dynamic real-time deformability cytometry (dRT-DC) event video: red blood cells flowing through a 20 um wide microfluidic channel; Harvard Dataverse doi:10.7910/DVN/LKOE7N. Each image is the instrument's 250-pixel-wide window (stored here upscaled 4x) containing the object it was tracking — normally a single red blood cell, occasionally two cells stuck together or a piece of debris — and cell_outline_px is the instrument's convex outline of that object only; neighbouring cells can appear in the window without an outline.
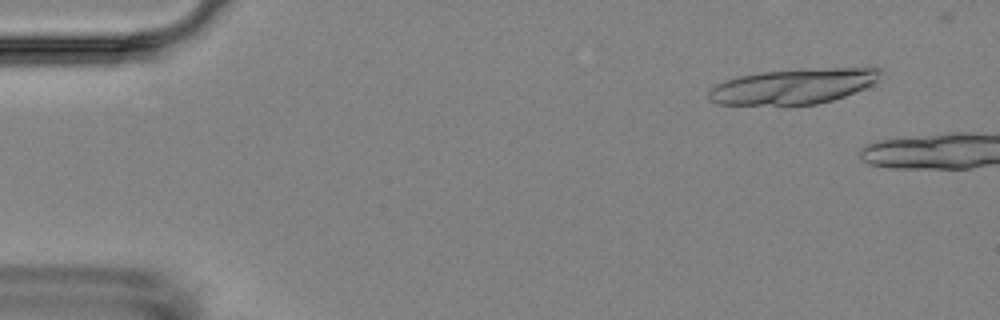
{"species": "Egyptian fruit bat (a non-hibernating species)", "species_latin": "Rousettus aegyptiacus", "temperature_condition": "room temperature", "stored_images_in_passage": 4, "camera_frame_rate_fps": 3000, "um_per_image_px": 0.085, "animal": {"sex": "female"}, "frame": {"image": 1, "passage_image": 1, "time_ms": 0.0, "image_size_px": [1000, 320], "cell_outline_px": [[880, 80], [864, 88], [844, 96], [832, 100], [816, 104], [788, 108], [716, 104], [708, 100], [708, 92], [716, 84], [724, 80], [740, 76], [764, 72], [808, 68], [880, 68]], "centroid_in_image_um": [67.36, 7.39], "position_along_channel_um": 17.6, "area_um2": 36.47}}